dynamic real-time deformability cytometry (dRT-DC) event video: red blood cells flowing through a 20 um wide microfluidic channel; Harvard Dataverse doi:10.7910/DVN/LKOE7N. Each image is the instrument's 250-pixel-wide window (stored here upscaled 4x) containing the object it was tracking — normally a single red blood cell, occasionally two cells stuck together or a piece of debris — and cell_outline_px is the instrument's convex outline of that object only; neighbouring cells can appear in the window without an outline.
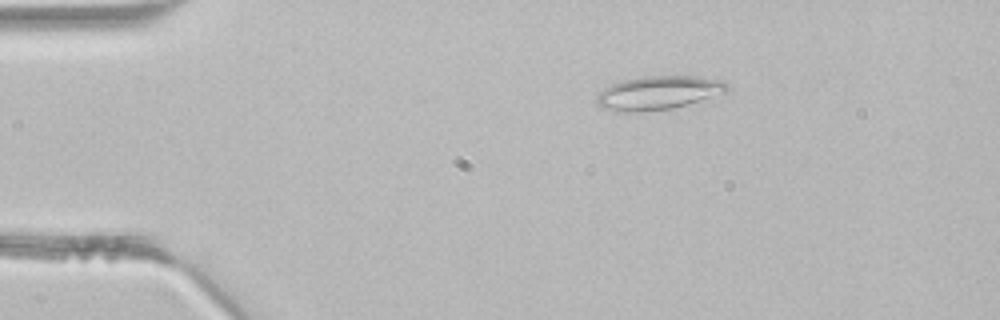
{"species": "common noctule bat (a hibernating species)", "species_latin": "Nyctalus noctula", "temperature_condition": "room temperature", "stored_images_in_passage": 2, "camera_frame_rate_fps": 3000, "um_per_image_px": 0.085, "animal": {"sex": "male", "body_mass_g": 21.5, "forearm_length_mm": 52.0}, "frame": {"image": 1, "passage_image": 1, "time_ms": 0.0, "image_size_px": [1000, 320], "cell_outline_px": [[728, 92], [672, 108], [636, 112], [612, 112], [600, 108], [596, 104], [596, 96], [608, 84], [624, 80], [644, 76], [696, 76], [720, 80], [728, 84]], "centroid_in_image_um": [55.89, 7.89], "position_along_channel_um": 29.1, "area_um2": 25.72}}